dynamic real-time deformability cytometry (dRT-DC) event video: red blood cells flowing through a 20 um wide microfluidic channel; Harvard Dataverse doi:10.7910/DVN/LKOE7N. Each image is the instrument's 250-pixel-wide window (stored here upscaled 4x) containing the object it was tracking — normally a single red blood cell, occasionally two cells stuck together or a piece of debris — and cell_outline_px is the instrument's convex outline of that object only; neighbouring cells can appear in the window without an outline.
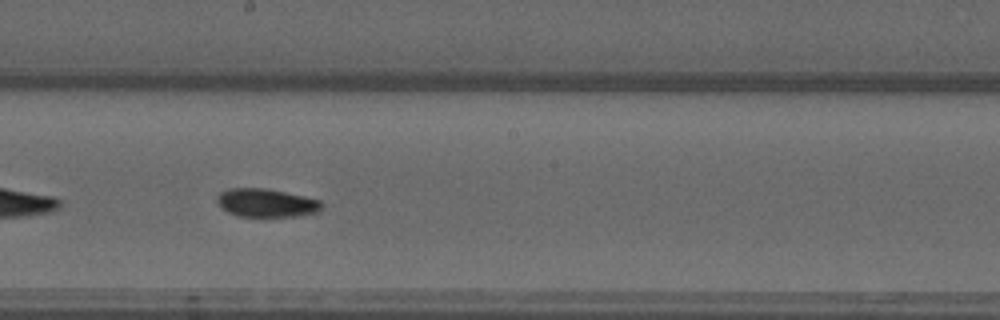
{"species": "common noctule bat (a hibernating species)", "species_latin": "Nyctalus noctula", "temperature_condition": "warm", "stored_images_in_passage": 41, "segment_of_instrument_passage": [1, 2], "camera_frame_rate_fps": 3000, "um_per_image_px": 0.085, "animal": {"sex": "male", "forearm_length_mm": 52.5}, "frame": {"image": 1, "passage_image": 15, "time_ms": 4.667, "image_size_px": [1000, 320], "cell_outline_px": [[324, 208], [320, 212], [296, 216], [236, 216], [228, 212], [216, 200], [216, 196], [220, 192], [228, 188], [268, 188], [304, 196], [320, 200], [324, 204]], "centroid_in_image_um": [22.68, 17.23], "position_along_channel_um": 225.5, "area_um2": 17.46}}
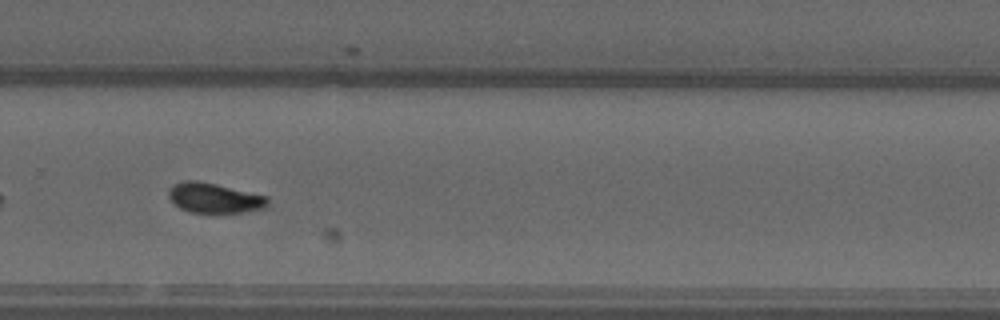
{"frame": {"image": 2, "passage_image": 22, "time_ms": 7.0, "image_size_px": [1000, 320], "cell_outline_px": [[268, 204], [264, 208], [240, 212], [188, 212], [180, 208], [168, 196], [168, 188], [184, 180], [196, 180], [216, 184], [268, 196]], "centroid_in_image_um": [18.21, 16.82], "position_along_channel_um": 311.6, "area_um2": 17.11}}
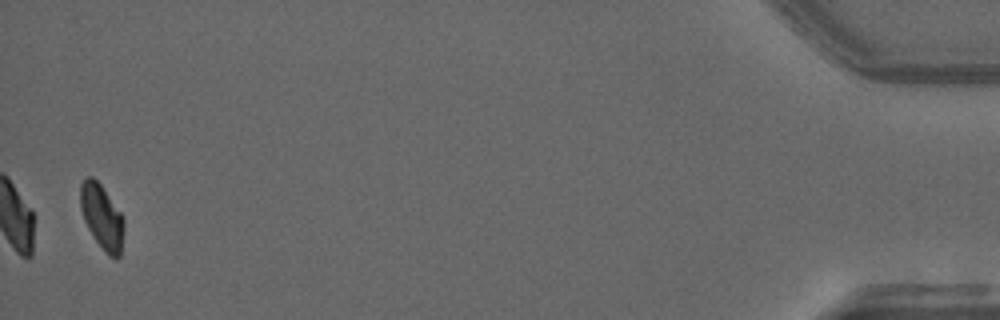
{"frame": {"image": 3, "passage_image": 39, "time_ms": 12.667, "image_size_px": [1000, 320], "cell_outline_px": [[124, 228], [120, 256], [116, 260], [108, 256], [96, 240], [88, 228], [84, 220], [80, 208], [80, 184], [88, 176], [92, 176], [100, 184], [124, 216]], "centroid_in_image_um": [8.67, 18.44], "position_along_channel_um": 426.5, "area_um2": 16.47}}